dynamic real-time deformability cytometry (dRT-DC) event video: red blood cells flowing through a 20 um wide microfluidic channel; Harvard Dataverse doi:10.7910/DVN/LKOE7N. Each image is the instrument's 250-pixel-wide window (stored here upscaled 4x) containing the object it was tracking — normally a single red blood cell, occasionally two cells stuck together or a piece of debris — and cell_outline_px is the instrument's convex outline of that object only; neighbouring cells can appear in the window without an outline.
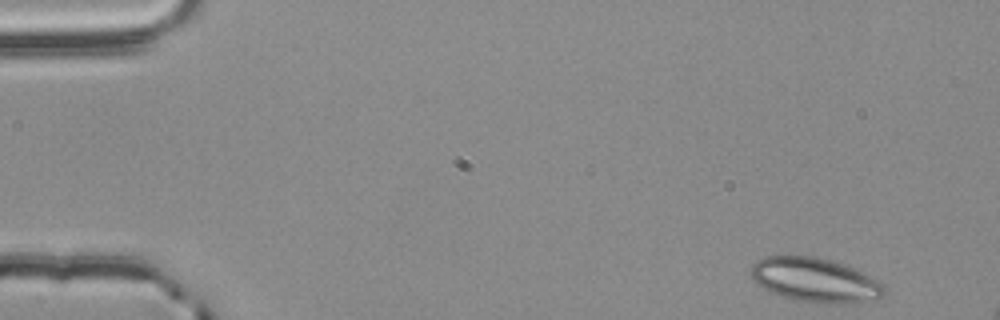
{"species": "common noctule bat (a hibernating species)", "species_latin": "Nyctalus noctula", "temperature_condition": "room temperature", "stored_images_in_passage": 53, "camera_frame_rate_fps": 3000, "um_per_image_px": 0.085, "animal": {"sex": "male", "body_mass_g": 20.4}, "frame": {"image": 1, "passage_image": 1, "time_ms": 0.0, "image_size_px": [1000, 320], "cell_outline_px": [[888, 288], [876, 300], [852, 304], [828, 304], [792, 300], [772, 292], [756, 284], [752, 276], [752, 264], [756, 260], [764, 256], [816, 256], [832, 260], [864, 272], [872, 276], [884, 284]], "centroid_in_image_um": [69.33, 23.82], "position_along_channel_um": 15.7, "area_um2": 34.91}}
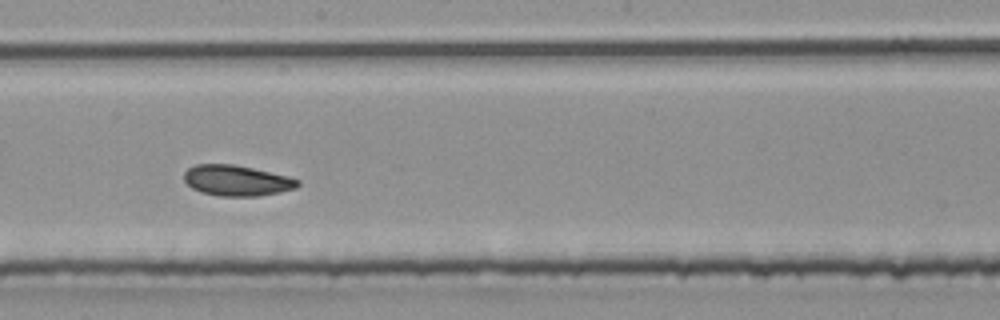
{"frame": {"image": 2, "passage_image": 28, "time_ms": 9.0, "image_size_px": [1000, 320], "cell_outline_px": [[300, 184], [296, 188], [280, 192], [260, 196], [220, 196], [200, 192], [192, 188], [184, 180], [184, 172], [188, 168], [196, 164], [232, 164], [252, 168], [288, 176], [300, 180]], "centroid_in_image_um": [20.12, 15.35], "position_along_channel_um": 228.1, "area_um2": 20.35}}
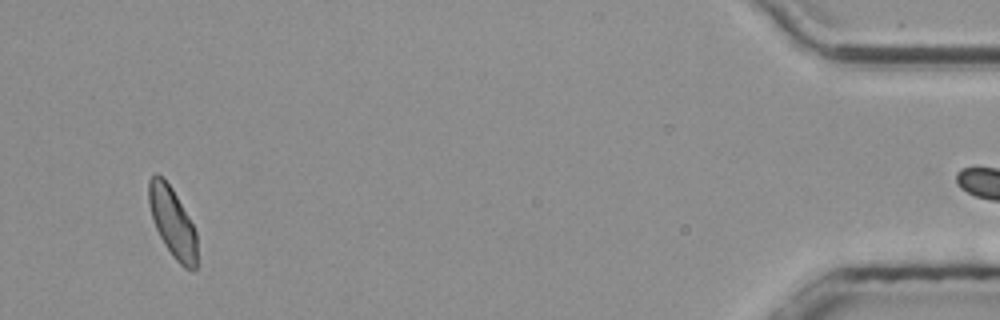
{"frame": {"image": 3, "passage_image": 50, "time_ms": 16.333, "image_size_px": [1000, 320], "cell_outline_px": [[196, 268], [192, 272], [184, 268], [172, 256], [164, 244], [152, 220], [148, 200], [148, 180], [156, 172], [172, 188], [188, 216], [196, 232]], "centroid_in_image_um": [14.64, 18.91], "position_along_channel_um": 420.6, "area_um2": 19.48}, "authors_computed_cell_mechanics": {"area_um2": 20.3456, "velocity_mm_per_s": 3.7416, "shape_relaxation_time_tau1_ms": null, "shape_relaxation_time_tau2_ms": 5.1728, "deformation_change_tau1": null, "deformation_change_tau2": 0.0916}}